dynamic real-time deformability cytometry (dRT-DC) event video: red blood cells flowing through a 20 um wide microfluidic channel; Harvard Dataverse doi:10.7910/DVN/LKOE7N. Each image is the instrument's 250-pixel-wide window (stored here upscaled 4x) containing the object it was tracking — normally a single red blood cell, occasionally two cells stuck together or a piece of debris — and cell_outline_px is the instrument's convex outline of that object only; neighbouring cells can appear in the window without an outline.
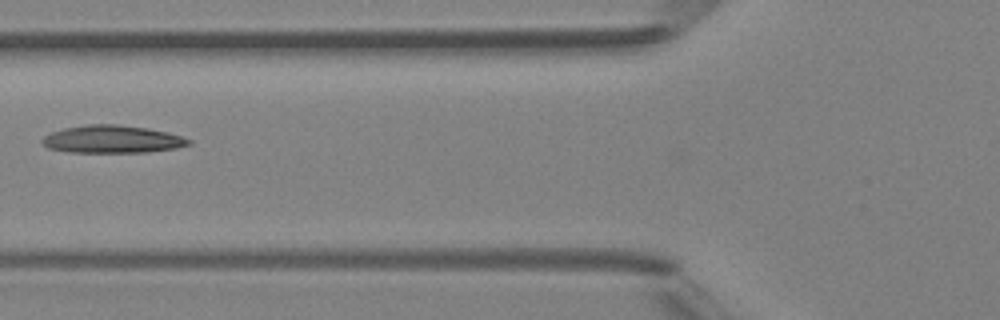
{"species": "Egyptian fruit bat (a non-hibernating species)", "species_latin": "Rousettus aegyptiacus", "temperature_condition": "room temperature", "stored_images_in_passage": 6, "camera_frame_rate_fps": 3000, "um_per_image_px": 0.085, "animal": {"sex": "female"}, "frame": {"image": 1, "passage_image": 6, "time_ms": 5.667, "image_size_px": [1000, 320], "cell_outline_px": [[192, 144], [176, 148], [148, 152], [68, 152], [48, 148], [40, 140], [44, 136], [52, 132], [64, 128], [88, 124], [116, 124], [148, 128], [168, 132], [192, 140]], "centroid_in_image_um": [9.55, 11.83], "position_along_channel_um": 116.2, "area_um2": 23.64}}